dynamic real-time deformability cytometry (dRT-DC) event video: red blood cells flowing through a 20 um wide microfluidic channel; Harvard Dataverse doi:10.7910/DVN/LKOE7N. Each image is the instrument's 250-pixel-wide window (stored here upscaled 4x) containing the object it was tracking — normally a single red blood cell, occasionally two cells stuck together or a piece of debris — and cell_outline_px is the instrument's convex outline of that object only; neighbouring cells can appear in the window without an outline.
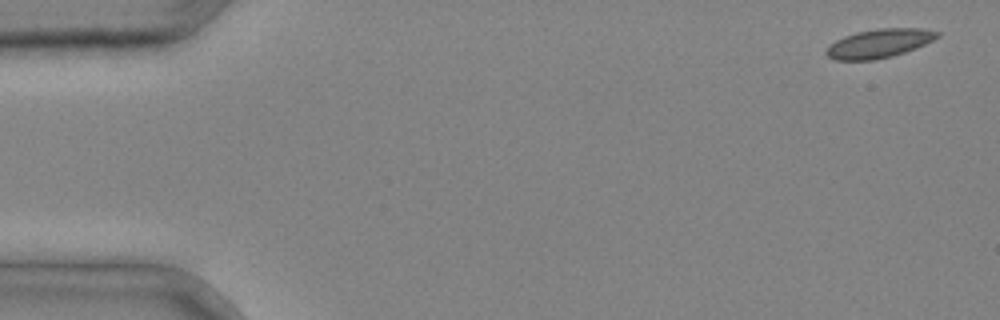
{"species": "common noctule bat (a hibernating species)", "species_latin": "Nyctalus noctula", "temperature_condition": "cold", "stored_images_in_passage": 4, "camera_frame_rate_fps": 3000, "um_per_image_px": 0.085, "animal": {"sex": "male", "body_mass_g": 20.4}, "frame": {"image": 1, "passage_image": 1, "time_ms": 0.0, "image_size_px": [1000, 320], "cell_outline_px": [[940, 36], [916, 48], [892, 56], [872, 60], [836, 60], [828, 56], [824, 52], [836, 40], [844, 36], [856, 32], [880, 28], [920, 28], [940, 32]], "centroid_in_image_um": [74.73, 3.68], "position_along_channel_um": 10.3, "area_um2": 18.44}}
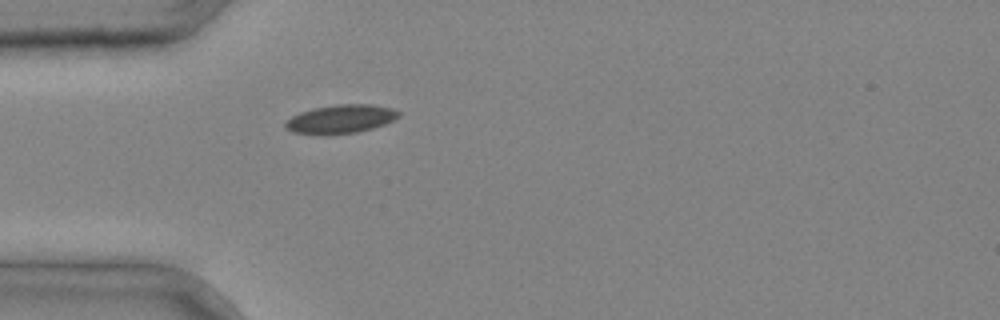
{"frame": {"image": 2, "passage_image": 4, "time_ms": 1.0, "image_size_px": [1000, 320], "cell_outline_px": [[400, 116], [384, 124], [372, 128], [356, 132], [292, 132], [284, 128], [284, 124], [292, 116], [300, 112], [316, 108], [336, 104], [372, 104], [392, 108], [400, 112]], "centroid_in_image_um": [29.01, 10.07], "position_along_channel_um": 56.0, "area_um2": 18.09}}